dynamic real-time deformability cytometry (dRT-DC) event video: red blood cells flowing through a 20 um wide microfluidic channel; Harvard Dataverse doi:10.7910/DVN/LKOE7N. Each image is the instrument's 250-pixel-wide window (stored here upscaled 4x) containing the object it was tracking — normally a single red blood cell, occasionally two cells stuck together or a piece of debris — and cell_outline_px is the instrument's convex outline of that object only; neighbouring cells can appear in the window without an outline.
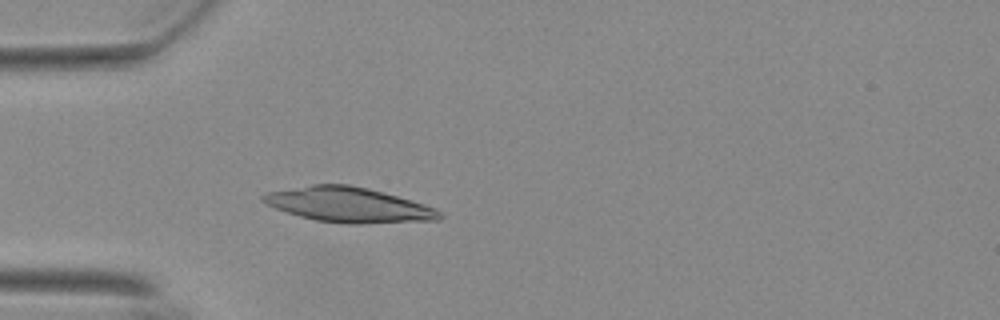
{"species": "Egyptian fruit bat (a non-hibernating species)", "species_latin": "Rousettus aegyptiacus", "temperature_condition": "warm", "stored_images_in_passage": 46, "camera_frame_rate_fps": 3000, "um_per_image_px": 0.085, "animal": {"sex": "female"}, "frame": {"image": 1, "passage_image": 14, "time_ms": 4.333, "image_size_px": [1000, 320], "cell_outline_px": [[444, 216], [440, 220], [360, 224], [344, 224], [316, 220], [300, 216], [276, 208], [260, 200], [260, 196], [268, 192], [312, 184], [348, 184], [368, 188], [424, 204], [436, 208]], "centroid_in_image_um": [29.65, 17.41], "position_along_channel_um": 55.3, "area_um2": 35.84}}
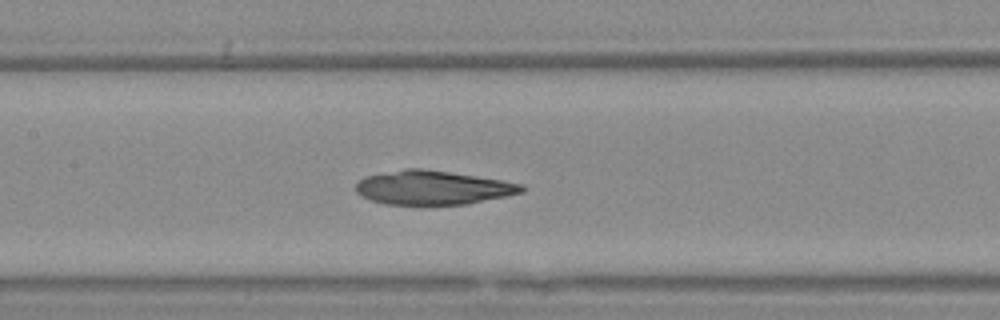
{"frame": {"image": 2, "passage_image": 24, "time_ms": 7.667, "image_size_px": [1000, 320], "cell_outline_px": [[524, 192], [468, 204], [420, 208], [384, 204], [360, 196], [356, 192], [356, 184], [364, 176], [404, 168], [420, 168], [476, 176], [500, 180], [520, 184], [524, 188]], "centroid_in_image_um": [36.71, 16.0], "position_along_channel_um": 170.7, "area_um2": 33.76}}
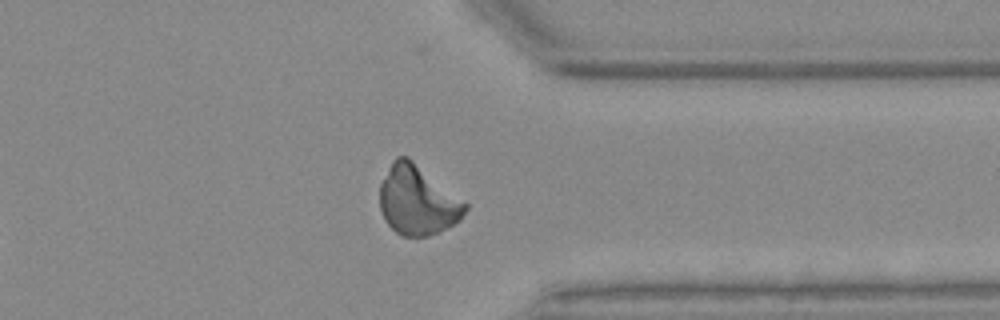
{"frame": {"image": 3, "passage_image": 41, "time_ms": 13.333, "image_size_px": [1000, 320], "cell_outline_px": [[468, 208], [460, 220], [428, 236], [400, 236], [384, 220], [380, 208], [380, 184], [392, 160], [396, 156], [408, 156], [468, 204]], "centroid_in_image_um": [35.46, 17.01], "position_along_channel_um": 375.9, "area_um2": 34.33}}